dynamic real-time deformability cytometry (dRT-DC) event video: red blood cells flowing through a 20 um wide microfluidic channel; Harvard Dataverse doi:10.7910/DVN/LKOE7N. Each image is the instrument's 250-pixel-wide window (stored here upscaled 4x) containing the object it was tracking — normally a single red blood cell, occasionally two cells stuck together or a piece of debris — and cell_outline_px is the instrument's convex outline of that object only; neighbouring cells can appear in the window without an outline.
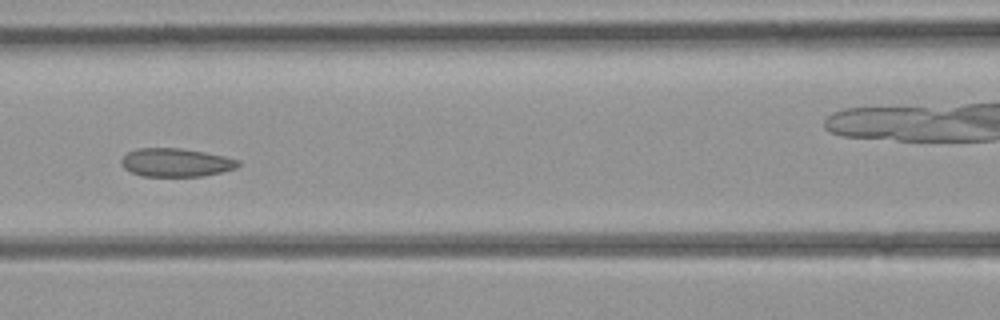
{"species": "common noctule bat (a hibernating species)", "species_latin": "Nyctalus noctula", "temperature_condition": "room temperature", "stored_images_in_passage": 34, "camera_frame_rate_fps": 3000, "um_per_image_px": 0.085, "animal": {"sex": "female", "body_mass_g": 21.9}, "frame": {"image": 1, "passage_image": 15, "time_ms": 4.667, "image_size_px": [1000, 320], "cell_outline_px": [[240, 164], [236, 168], [204, 176], [140, 176], [124, 168], [120, 160], [128, 152], [136, 148], [180, 148], [204, 152], [224, 156], [240, 160]], "centroid_in_image_um": [14.95, 13.81], "position_along_channel_um": 151.7, "area_um2": 19.31}}
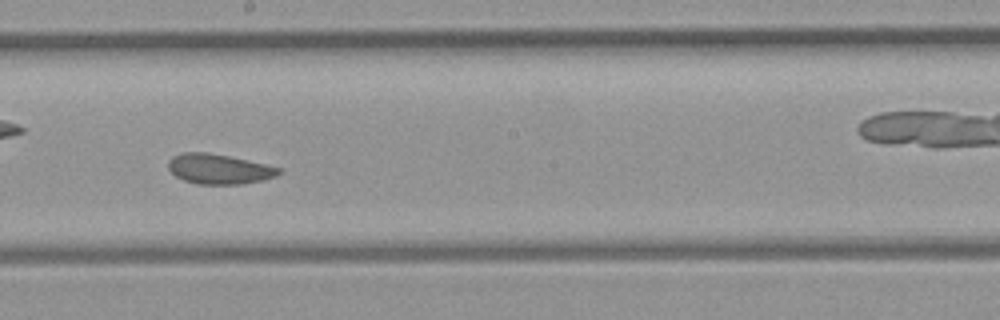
{"frame": {"image": 2, "passage_image": 20, "time_ms": 6.333, "image_size_px": [1000, 320], "cell_outline_px": [[284, 172], [276, 176], [264, 180], [240, 184], [196, 184], [184, 180], [176, 176], [168, 168], [168, 160], [172, 156], [180, 152], [208, 152], [228, 156], [264, 164], [280, 168]], "centroid_in_image_um": [18.6, 14.36], "position_along_channel_um": 229.6, "area_um2": 19.36}}
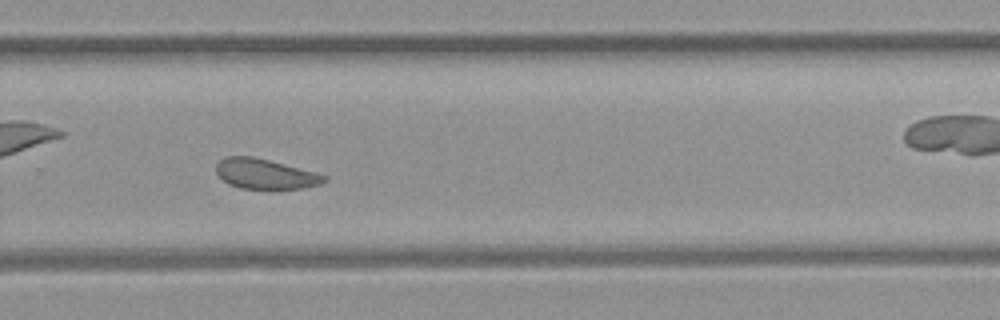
{"frame": {"image": 3, "passage_image": 25, "time_ms": 8.0, "image_size_px": [1000, 320], "cell_outline_px": [[328, 180], [320, 184], [304, 188], [240, 188], [228, 184], [216, 172], [216, 164], [224, 156], [252, 156], [316, 172], [328, 176]], "centroid_in_image_um": [22.55, 14.77], "position_along_channel_um": 307.3, "area_um2": 18.79}}